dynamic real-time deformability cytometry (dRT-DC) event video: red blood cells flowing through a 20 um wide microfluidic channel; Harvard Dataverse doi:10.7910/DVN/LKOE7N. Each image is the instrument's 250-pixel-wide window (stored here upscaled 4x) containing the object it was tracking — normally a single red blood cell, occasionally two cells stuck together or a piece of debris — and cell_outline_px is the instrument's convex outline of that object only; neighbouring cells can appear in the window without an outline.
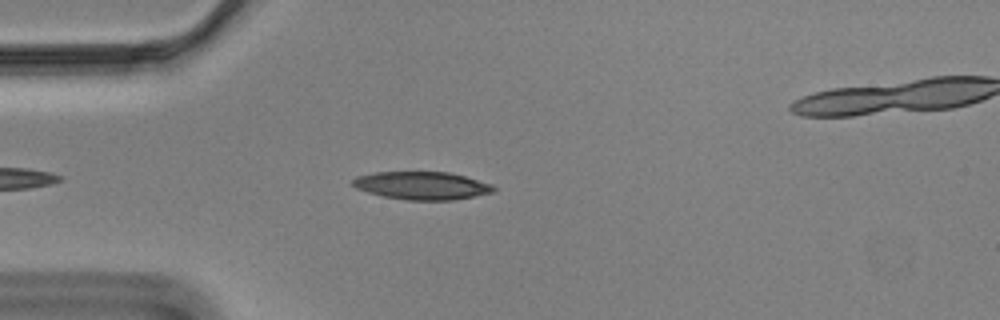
{"species": "Egyptian fruit bat (a non-hibernating species)", "species_latin": "Rousettus aegyptiacus", "temperature_condition": "cold", "stored_images_in_passage": 45, "camera_frame_rate_fps": 3000, "um_per_image_px": 0.085, "animal": {"sex": "male"}, "frame": {"image": 1, "passage_image": 7, "time_ms": 2.0, "image_size_px": [1000, 320], "cell_outline_px": [[496, 192], [452, 200], [408, 200], [384, 196], [368, 192], [356, 188], [352, 184], [352, 180], [356, 176], [376, 172], [448, 172], [464, 176], [492, 184], [496, 188]], "centroid_in_image_um": [35.88, 15.77], "position_along_channel_um": 49.1, "area_um2": 22.83}}
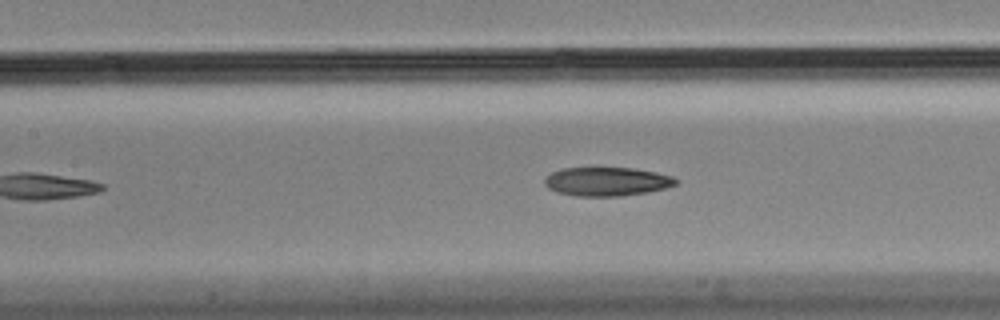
{"frame": {"image": 2, "passage_image": 17, "time_ms": 5.333, "image_size_px": [1000, 320], "cell_outline_px": [[680, 180], [676, 184], [664, 188], [648, 192], [620, 196], [576, 196], [556, 192], [548, 188], [544, 184], [544, 180], [552, 172], [564, 168], [632, 168], [656, 172], [672, 176]], "centroid_in_image_um": [51.59, 15.43], "position_along_channel_um": 155.8, "area_um2": 21.96}}
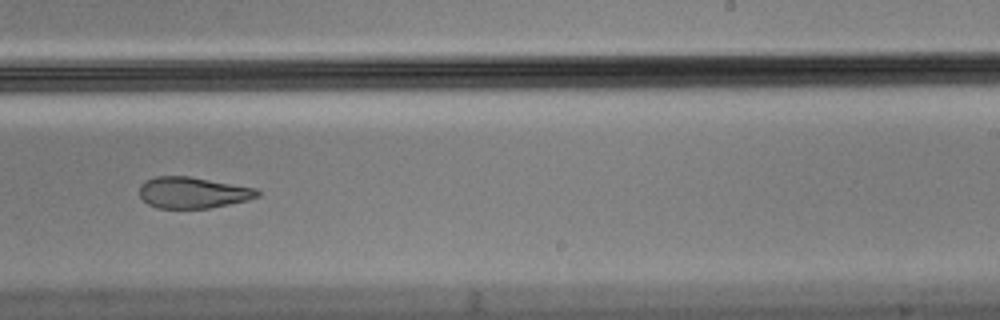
{"frame": {"image": 3, "passage_image": 27, "time_ms": 8.667, "image_size_px": [1000, 320], "cell_outline_px": [[260, 196], [248, 200], [208, 208], [156, 208], [148, 204], [140, 196], [140, 184], [144, 180], [156, 176], [188, 176], [256, 188], [260, 192]], "centroid_in_image_um": [16.37, 16.37], "position_along_channel_um": 272.6, "area_um2": 21.44}, "authors_computed_cell_mechanics": {"area_um2": 23.0622, "velocity_mm_per_s": 3.5202, "shape_relaxation_time_tau1_ms": null, "shape_relaxation_time_tau2_ms": 6.2726, "deformation_change_tau1": null, "deformation_change_tau2": 0.1601}}